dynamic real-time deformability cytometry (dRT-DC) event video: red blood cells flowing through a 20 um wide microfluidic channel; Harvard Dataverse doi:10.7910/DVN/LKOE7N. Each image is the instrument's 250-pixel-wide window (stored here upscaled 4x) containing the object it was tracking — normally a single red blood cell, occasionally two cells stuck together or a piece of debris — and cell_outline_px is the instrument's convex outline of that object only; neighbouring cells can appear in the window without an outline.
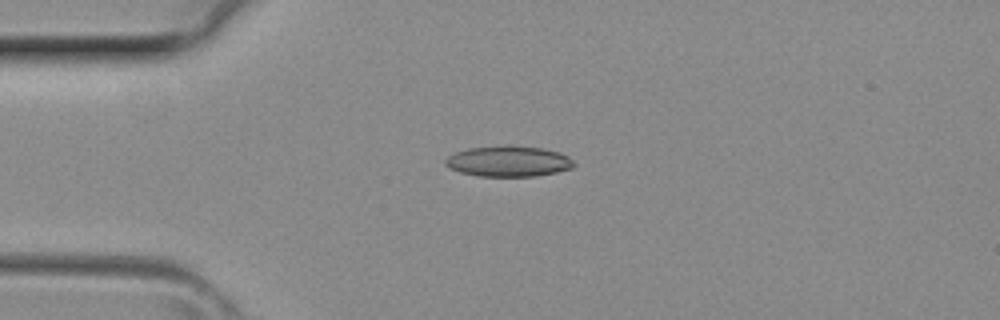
{"species": "common noctule bat (a hibernating species)", "species_latin": "Nyctalus noctula", "temperature_condition": "room temperature", "stored_images_in_passage": 4, "camera_frame_rate_fps": 3000, "um_per_image_px": 0.085, "animal": {"sex": "female", "body_mass_g": 29.2, "forearm_length_mm": 56.3}, "frame": {"image": 1, "passage_image": 3, "time_ms": 0.667, "image_size_px": [1000, 320], "cell_outline_px": [[576, 164], [572, 168], [556, 172], [536, 176], [480, 176], [460, 172], [448, 168], [444, 164], [444, 160], [448, 156], [456, 152], [468, 148], [544, 148], [560, 152], [568, 156]], "centroid_in_image_um": [43.23, 13.75], "position_along_channel_um": 41.8, "area_um2": 22.25}}